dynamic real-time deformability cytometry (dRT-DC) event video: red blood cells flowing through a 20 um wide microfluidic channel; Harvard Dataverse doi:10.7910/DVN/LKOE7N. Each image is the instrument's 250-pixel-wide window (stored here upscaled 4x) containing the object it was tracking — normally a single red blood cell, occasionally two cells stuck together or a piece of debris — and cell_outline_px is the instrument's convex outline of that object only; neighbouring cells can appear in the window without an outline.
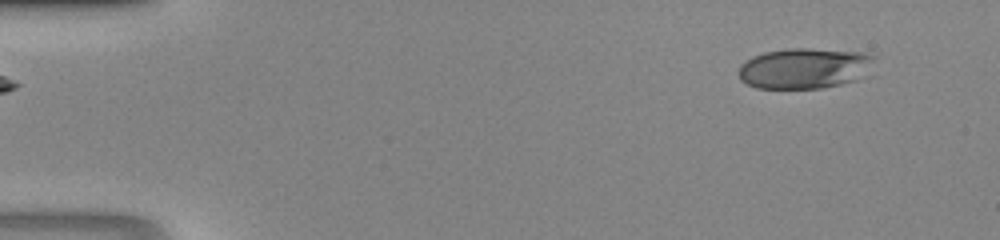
{"species": "human", "species_latin": "Homo sapiens", "temperature_condition": "room temperature", "stored_images_in_passage": 43, "camera_frame_rate_fps": 3000, "um_per_image_px": 0.085, "donor": {"sex": "male"}, "frame": {"image": 1, "passage_image": 1, "time_ms": 0.0, "image_size_px": [1000, 240], "cell_outline_px": [[876, 56], [856, 80], [824, 88], [756, 88], [740, 80], [740, 64], [752, 56], [764, 52], [788, 48], [808, 48], [864, 52]], "centroid_in_image_um": [68.31, 5.79], "position_along_channel_um": 16.7, "area_um2": 31.79}}
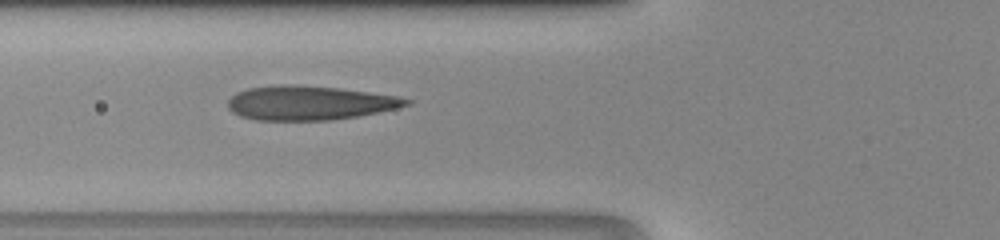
{"frame": {"image": 2, "passage_image": 15, "time_ms": 4.667, "image_size_px": [1000, 240], "cell_outline_px": [[412, 104], [396, 108], [356, 116], [332, 120], [256, 120], [240, 116], [232, 112], [228, 108], [228, 100], [236, 92], [248, 88], [280, 84], [296, 84], [340, 88], [400, 96], [412, 100]], "centroid_in_image_um": [26.3, 8.73], "position_along_channel_um": 99.5, "area_um2": 35.72}}
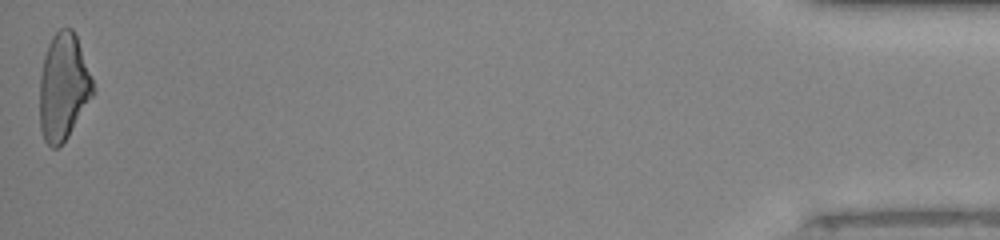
{"frame": {"image": 3, "passage_image": 43, "time_ms": 14.0, "image_size_px": [1000, 240], "cell_outline_px": [[96, 88], [92, 96], [68, 136], [56, 148], [52, 148], [44, 140], [40, 128], [40, 76], [44, 56], [48, 44], [52, 36], [60, 28], [72, 28], [76, 36]], "centroid_in_image_um": [5.38, 7.38], "position_along_channel_um": 429.8, "area_um2": 32.89}}